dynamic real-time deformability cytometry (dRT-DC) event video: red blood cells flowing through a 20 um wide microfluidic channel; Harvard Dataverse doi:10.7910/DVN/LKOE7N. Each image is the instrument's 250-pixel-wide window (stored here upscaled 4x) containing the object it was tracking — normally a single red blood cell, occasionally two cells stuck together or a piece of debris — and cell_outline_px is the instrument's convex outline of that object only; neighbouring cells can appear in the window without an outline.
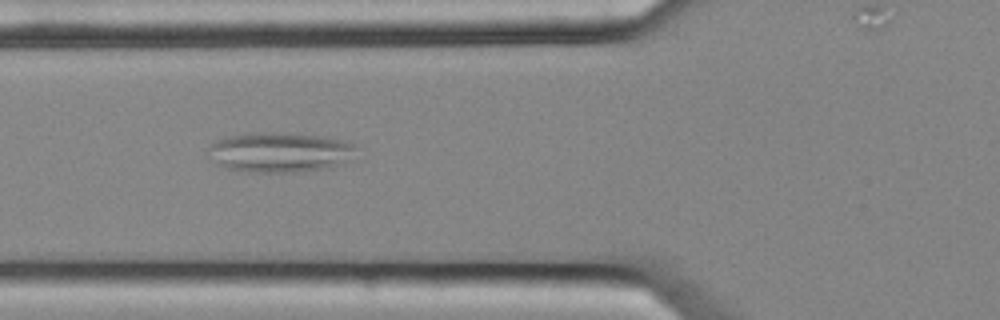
{"species": "common noctule bat (a hibernating species)", "species_latin": "Nyctalus noctula", "temperature_condition": "cold", "stored_images_in_passage": 44, "camera_frame_rate_fps": 3000, "um_per_image_px": 0.085, "animal": {"sex": "female", "body_mass_g": 25.1}, "frame": {"image": 1, "passage_image": 10, "time_ms": 3.0, "image_size_px": [1000, 320], "cell_outline_px": [[356, 148], [344, 164], [328, 168], [296, 172], [248, 172], [228, 168], [216, 164], [208, 156], [208, 148], [216, 140], [228, 136], [248, 132], [300, 132], [324, 136], [356, 144]], "centroid_in_image_um": [23.76, 12.92], "position_along_channel_um": 102.0, "area_um2": 35.03}}
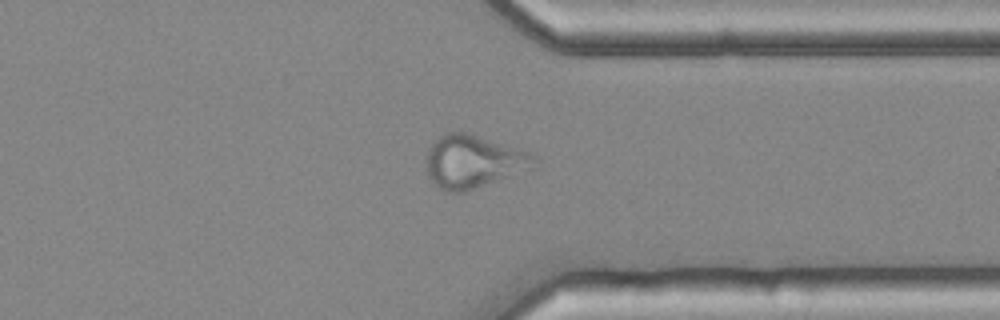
{"frame": {"image": 2, "passage_image": 32, "time_ms": 10.333, "image_size_px": [1000, 320], "cell_outline_px": [[540, 160], [532, 168], [464, 192], [444, 192], [428, 176], [424, 160], [428, 148], [440, 136], [448, 132], [464, 132], [520, 148], [532, 152], [540, 156]], "centroid_in_image_um": [40.25, 13.73], "position_along_channel_um": 371.1, "area_um2": 33.47}}
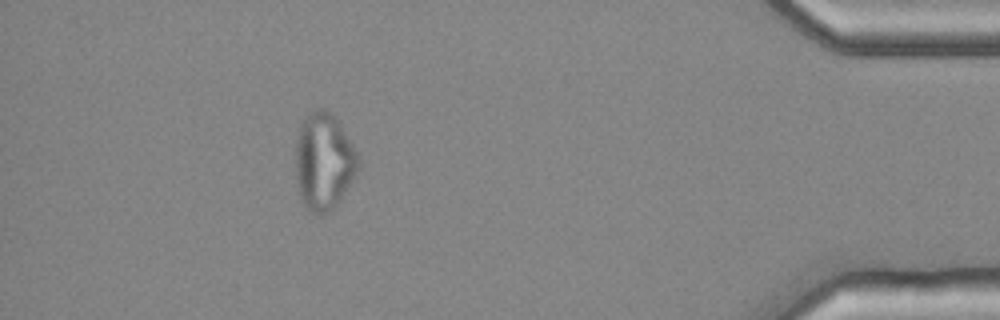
{"frame": {"image": 3, "passage_image": 39, "time_ms": 12.667, "image_size_px": [1000, 320], "cell_outline_px": [[360, 168], [340, 200], [328, 212], [320, 216], [316, 216], [308, 212], [300, 196], [296, 176], [296, 136], [300, 124], [304, 116], [308, 112], [316, 108], [324, 108], [340, 124], [360, 156]], "centroid_in_image_um": [27.52, 13.73], "position_along_channel_um": 407.7, "area_um2": 35.84}}